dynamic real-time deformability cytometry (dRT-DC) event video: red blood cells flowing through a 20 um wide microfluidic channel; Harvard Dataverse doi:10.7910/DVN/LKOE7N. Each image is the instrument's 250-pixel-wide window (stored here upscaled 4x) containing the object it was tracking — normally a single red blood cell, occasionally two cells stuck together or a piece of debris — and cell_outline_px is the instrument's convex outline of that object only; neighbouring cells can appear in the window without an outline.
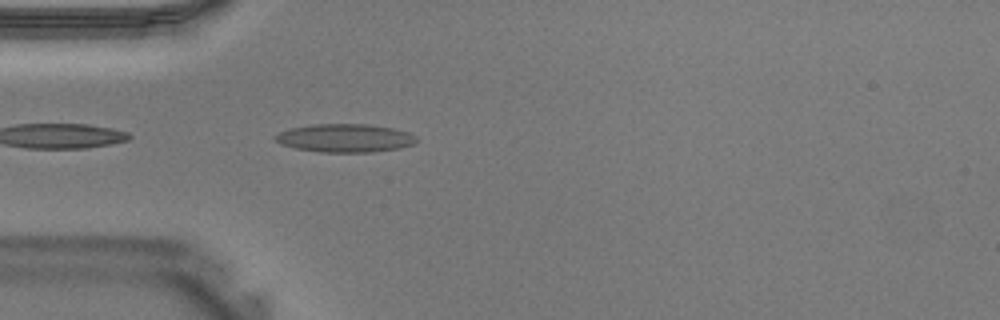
{"species": "Egyptian fruit bat (a non-hibernating species)", "species_latin": "Rousettus aegyptiacus", "temperature_condition": "warm", "stored_images_in_passage": 39, "camera_frame_rate_fps": 3000, "um_per_image_px": 0.085, "animal": {"sex": "male"}, "frame": {"image": 1, "passage_image": 11, "time_ms": 3.333, "image_size_px": [1000, 320], "cell_outline_px": [[416, 140], [412, 144], [400, 148], [372, 152], [320, 152], [296, 148], [280, 144], [272, 136], [288, 128], [312, 124], [364, 124], [392, 128], [408, 132], [416, 136]], "centroid_in_image_um": [29.28, 11.73], "position_along_channel_um": 55.7, "area_um2": 23.24}}
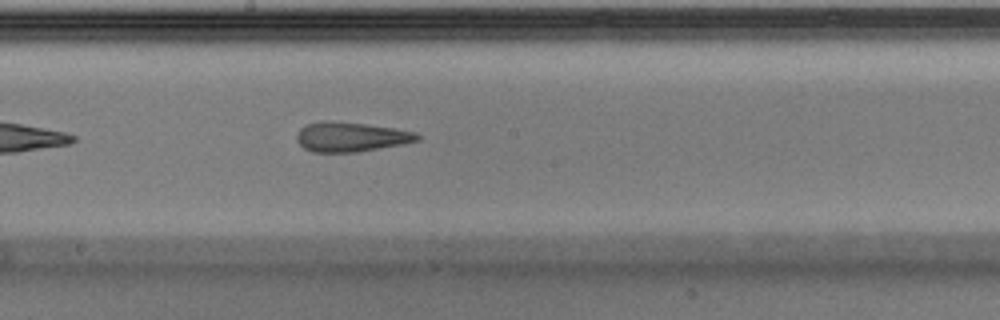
{"frame": {"image": 2, "passage_image": 21, "time_ms": 6.667, "image_size_px": [1000, 320], "cell_outline_px": [[420, 140], [404, 144], [356, 152], [312, 152], [304, 148], [296, 140], [296, 136], [300, 128], [308, 124], [320, 120], [332, 120], [396, 128], [416, 132], [420, 136]], "centroid_in_image_um": [29.83, 11.63], "position_along_channel_um": 218.4, "area_um2": 20.98}}
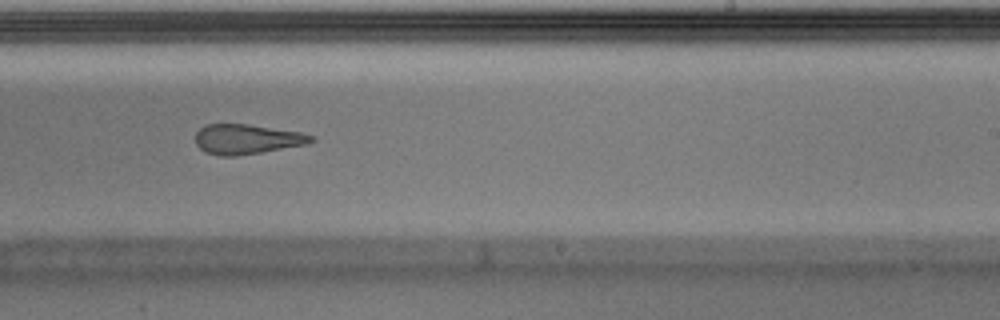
{"frame": {"image": 3, "passage_image": 24, "time_ms": 7.667, "image_size_px": [1000, 320], "cell_outline_px": [[316, 140], [304, 144], [260, 152], [236, 156], [220, 156], [204, 152], [196, 144], [196, 132], [200, 128], [208, 124], [248, 124], [300, 132], [316, 136]], "centroid_in_image_um": [20.96, 11.82], "position_along_channel_um": 268.0, "area_um2": 20.0}}